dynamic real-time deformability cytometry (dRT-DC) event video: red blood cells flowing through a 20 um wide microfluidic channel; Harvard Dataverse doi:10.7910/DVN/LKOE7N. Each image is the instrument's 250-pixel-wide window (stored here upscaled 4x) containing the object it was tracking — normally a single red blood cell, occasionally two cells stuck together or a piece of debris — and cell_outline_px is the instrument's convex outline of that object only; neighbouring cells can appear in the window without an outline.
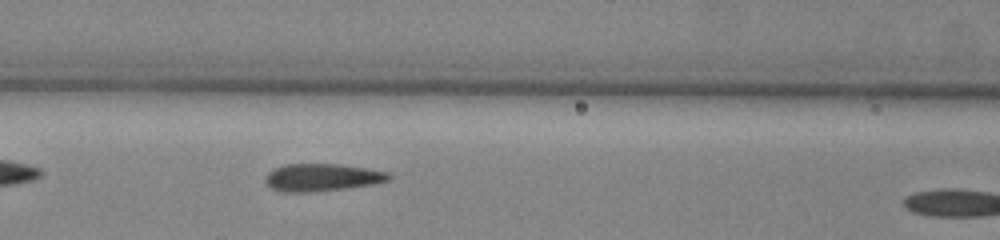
{"species": "common noctule bat (a hibernating species)", "species_latin": "Nyctalus noctula", "temperature_condition": "warm", "stored_images_in_passage": 7, "camera_frame_rate_fps": 3000, "um_per_image_px": 0.085, "animal": {"sex": "male", "body_mass_g": 13.0, "forearm_length_mm": 53.1}, "frame": {"image": 1, "passage_image": 6, "time_ms": 1.667, "image_size_px": [1000, 240], "cell_outline_px": [[392, 176], [388, 180], [372, 184], [344, 188], [308, 192], [284, 192], [272, 188], [264, 180], [268, 172], [284, 164], [340, 164], [368, 168], [388, 172]], "centroid_in_image_um": [27.37, 15.07], "position_along_channel_um": 139.2, "area_um2": 19.59}}